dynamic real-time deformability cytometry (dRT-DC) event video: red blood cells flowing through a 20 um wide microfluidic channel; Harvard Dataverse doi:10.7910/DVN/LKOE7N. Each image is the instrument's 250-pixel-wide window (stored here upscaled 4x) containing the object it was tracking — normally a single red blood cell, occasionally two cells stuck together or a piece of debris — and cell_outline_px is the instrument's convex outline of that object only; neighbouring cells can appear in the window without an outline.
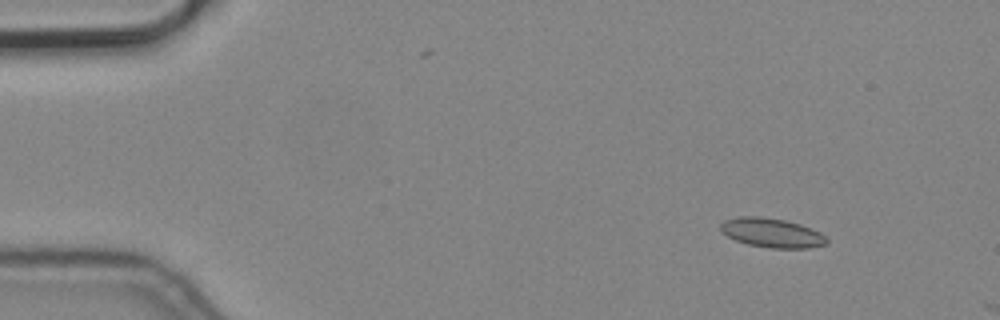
{"species": "common noctule bat (a hibernating species)", "species_latin": "Nyctalus noctula", "temperature_condition": "cold", "stored_images_in_passage": 2, "camera_frame_rate_fps": 3000, "um_per_image_px": 0.085, "animal": {"sex": "male", "body_mass_g": 19.2, "forearm_length_mm": 51.8}, "frame": {"image": 1, "passage_image": 1, "time_ms": 0.0, "image_size_px": [1000, 320], "cell_outline_px": [[828, 244], [808, 248], [768, 248], [748, 244], [736, 240], [720, 232], [720, 224], [724, 220], [740, 216], [760, 216], [784, 220], [800, 224], [820, 232], [828, 240]], "centroid_in_image_um": [65.59, 19.79], "position_along_channel_um": 19.4, "area_um2": 18.15}}